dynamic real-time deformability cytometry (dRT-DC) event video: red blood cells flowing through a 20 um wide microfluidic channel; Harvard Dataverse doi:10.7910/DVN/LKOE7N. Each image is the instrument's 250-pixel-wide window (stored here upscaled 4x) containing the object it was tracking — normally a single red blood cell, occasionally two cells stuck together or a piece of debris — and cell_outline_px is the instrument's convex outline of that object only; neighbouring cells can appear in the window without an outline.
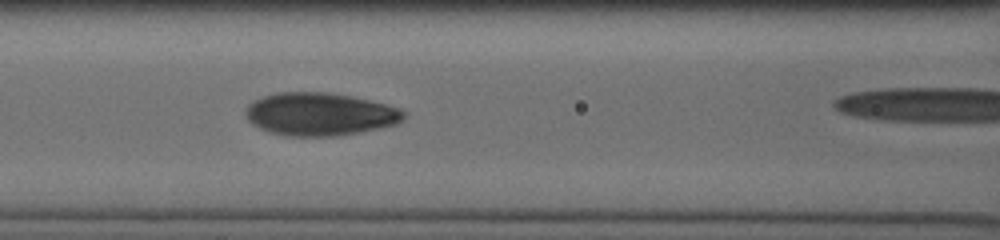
{"species": "human", "species_latin": "Homo sapiens", "temperature_condition": "cold", "stored_images_in_passage": 31, "camera_frame_rate_fps": 3000, "um_per_image_px": 0.085, "donor": {"sex": "male"}, "frame": {"image": 1, "passage_image": 27, "time_ms": 8.667, "image_size_px": [1000, 240], "cell_outline_px": [[404, 120], [396, 124], [360, 132], [336, 136], [284, 136], [268, 132], [252, 124], [248, 120], [244, 112], [248, 104], [264, 96], [276, 92], [328, 92], [368, 100], [400, 108], [404, 112]], "centroid_in_image_um": [27.15, 9.71], "position_along_channel_um": 139.4, "area_um2": 39.48}}